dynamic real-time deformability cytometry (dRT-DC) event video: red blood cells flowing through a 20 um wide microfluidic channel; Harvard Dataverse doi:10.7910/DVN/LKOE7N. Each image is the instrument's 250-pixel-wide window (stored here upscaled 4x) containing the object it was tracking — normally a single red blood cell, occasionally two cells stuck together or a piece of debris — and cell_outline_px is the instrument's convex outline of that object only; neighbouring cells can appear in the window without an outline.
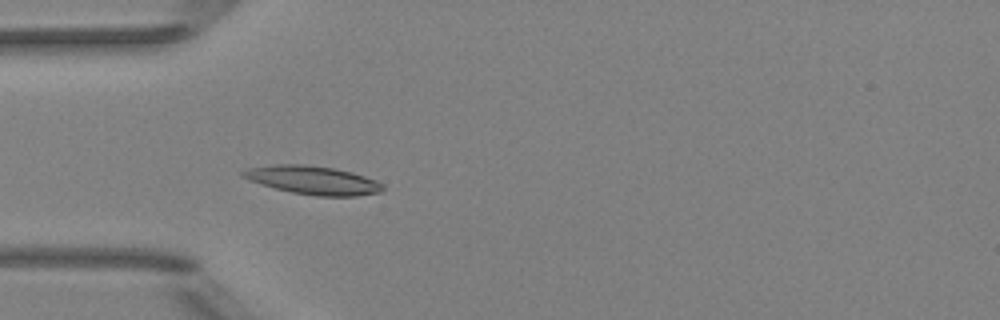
{"species": "Egyptian fruit bat (a non-hibernating species)", "species_latin": "Rousettus aegyptiacus", "temperature_condition": "room temperature", "stored_images_in_passage": 3, "camera_frame_rate_fps": 3000, "um_per_image_px": 0.085, "animal": {"sex": "female"}, "frame": {"image": 1, "passage_image": 3, "time_ms": 2.333, "image_size_px": [1000, 320], "cell_outline_px": [[384, 188], [380, 192], [356, 196], [316, 196], [292, 192], [260, 184], [240, 176], [240, 172], [248, 168], [276, 164], [304, 164], [332, 168], [352, 172], [376, 180], [384, 184]], "centroid_in_image_um": [26.6, 15.31], "position_along_channel_um": 58.4, "area_um2": 23.12}}